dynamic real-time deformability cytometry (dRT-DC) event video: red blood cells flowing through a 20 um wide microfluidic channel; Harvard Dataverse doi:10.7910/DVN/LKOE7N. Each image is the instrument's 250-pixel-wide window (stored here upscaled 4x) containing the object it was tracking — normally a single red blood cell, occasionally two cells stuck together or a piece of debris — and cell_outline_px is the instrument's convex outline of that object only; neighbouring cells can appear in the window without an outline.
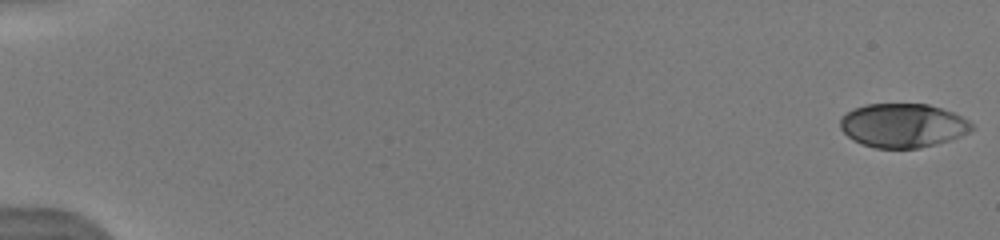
{"species": "human", "species_latin": "Homo sapiens", "temperature_condition": "warm", "stored_images_in_passage": 62, "camera_frame_rate_fps": 3000, "um_per_image_px": 0.085, "donor": {"sex": "male"}, "frame": {"image": 1, "passage_image": 1, "time_ms": 0.0, "image_size_px": [1000, 240], "cell_outline_px": [[976, 128], [960, 136], [936, 144], [920, 148], [876, 148], [852, 140], [840, 128], [840, 120], [852, 108], [868, 104], [928, 104], [952, 112], [968, 120]], "centroid_in_image_um": [76.74, 10.66], "position_along_channel_um": 8.3, "area_um2": 33.52}}
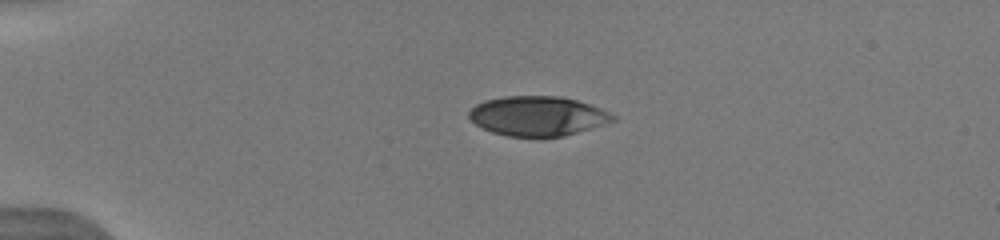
{"frame": {"image": 2, "passage_image": 21, "time_ms": 4.0, "image_size_px": [1000, 240], "cell_outline_px": [[616, 120], [564, 136], [508, 136], [492, 132], [476, 124], [468, 116], [468, 112], [476, 104], [484, 100], [504, 96], [560, 96], [576, 100], [600, 108], [616, 116]], "centroid_in_image_um": [45.68, 9.85], "position_along_channel_um": 39.3, "area_um2": 32.89}}
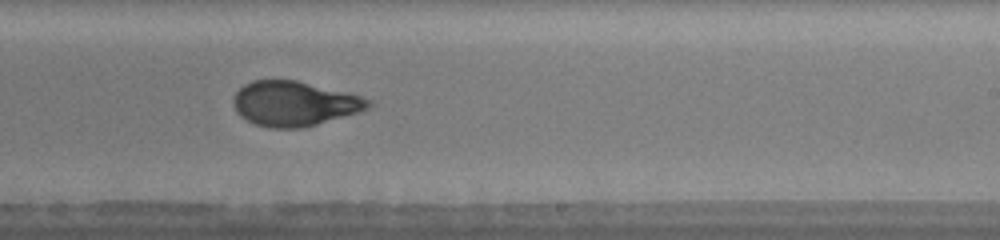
{"frame": {"image": 3, "passage_image": 38, "time_ms": 10.667, "image_size_px": [1000, 240], "cell_outline_px": [[372, 104], [368, 108], [360, 112], [304, 128], [268, 128], [256, 124], [240, 116], [236, 112], [232, 104], [232, 100], [236, 92], [244, 84], [252, 80], [296, 80], [348, 92], [372, 100]], "centroid_in_image_um": [25.02, 8.81], "position_along_channel_um": 264.0, "area_um2": 35.49}, "authors_computed_cell_mechanics": {"area_um2": 35.1424, "velocity_mm_per_s": 4.1258, "shape_relaxation_time_tau1_ms": 4.6311, "shape_relaxation_time_tau2_ms": 0.9075, "deformation_change_tau1": 0.1992, "deformation_change_tau2": 0.0683}}